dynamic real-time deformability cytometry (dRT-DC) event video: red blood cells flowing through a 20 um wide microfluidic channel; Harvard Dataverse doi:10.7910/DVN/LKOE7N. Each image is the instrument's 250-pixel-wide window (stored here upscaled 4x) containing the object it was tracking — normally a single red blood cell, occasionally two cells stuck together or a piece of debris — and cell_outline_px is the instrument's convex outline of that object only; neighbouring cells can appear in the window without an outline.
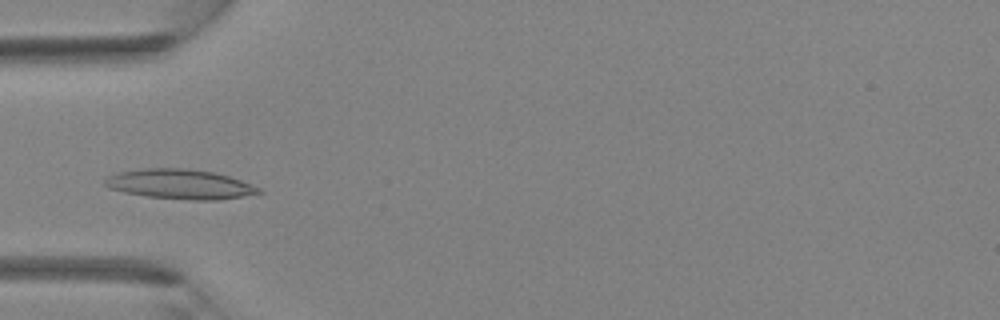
{"species": "Egyptian fruit bat (a non-hibernating species)", "species_latin": "Rousettus aegyptiacus", "temperature_condition": "room temperature", "stored_images_in_passage": 3, "camera_frame_rate_fps": 3000, "um_per_image_px": 0.085, "animal": {"sex": "female"}, "frame": {"image": 1, "passage_image": 3, "time_ms": 0.667, "image_size_px": [1000, 320], "cell_outline_px": [[264, 192], [216, 200], [192, 200], [148, 196], [124, 192], [108, 188], [104, 184], [104, 180], [108, 176], [120, 172], [140, 168], [184, 168], [212, 172], [228, 176], [240, 180], [260, 188]], "centroid_in_image_um": [15.26, 15.65], "position_along_channel_um": 69.7, "area_um2": 26.36}}